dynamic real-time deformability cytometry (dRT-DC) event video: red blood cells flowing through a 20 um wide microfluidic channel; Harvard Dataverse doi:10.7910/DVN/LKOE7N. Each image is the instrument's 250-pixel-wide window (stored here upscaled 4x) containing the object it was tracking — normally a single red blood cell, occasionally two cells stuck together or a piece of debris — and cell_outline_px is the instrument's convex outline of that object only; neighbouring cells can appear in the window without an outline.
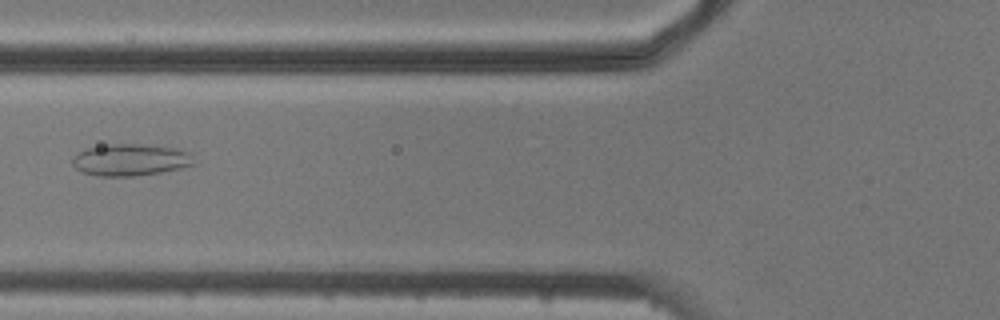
{"species": "common noctule bat (a hibernating species)", "species_latin": "Nyctalus noctula", "temperature_condition": "cold", "stored_images_in_passage": 6, "camera_frame_rate_fps": 3000, "um_per_image_px": 0.085, "animal": {"sex": "male", "body_mass_g": 20.5, "forearm_length_mm": 52.5}, "frame": {"image": 1, "passage_image": 6, "time_ms": 6.667, "image_size_px": [1000, 320], "cell_outline_px": [[196, 164], [180, 168], [160, 172], [136, 176], [100, 176], [80, 172], [72, 164], [72, 160], [80, 152], [88, 148], [100, 144], [140, 144], [176, 148], [192, 152]], "centroid_in_image_um": [11.13, 13.58], "position_along_channel_um": 114.7, "area_um2": 22.72}}